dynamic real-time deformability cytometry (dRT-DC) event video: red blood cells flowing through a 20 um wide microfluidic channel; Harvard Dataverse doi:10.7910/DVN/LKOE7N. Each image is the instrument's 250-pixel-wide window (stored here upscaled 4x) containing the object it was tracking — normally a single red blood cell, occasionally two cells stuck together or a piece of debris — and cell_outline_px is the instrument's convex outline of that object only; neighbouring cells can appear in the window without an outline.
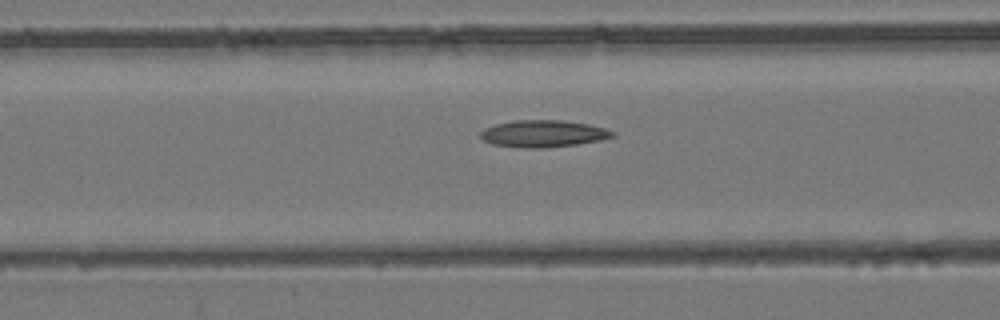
{"species": "common noctule bat (a hibernating species)", "species_latin": "Nyctalus noctula", "temperature_condition": "room temperature", "stored_images_in_passage": 54, "camera_frame_rate_fps": 3000, "um_per_image_px": 0.085, "animal": {"sex": "female", "body_mass_g": 24.6, "forearm_length_mm": 56.2}, "frame": {"image": 1, "passage_image": 22, "time_ms": 7.0, "image_size_px": [1000, 320], "cell_outline_px": [[616, 136], [600, 140], [576, 144], [544, 148], [520, 148], [492, 144], [484, 140], [480, 136], [480, 132], [484, 128], [496, 124], [512, 120], [564, 120], [588, 124], [604, 128], [616, 132]], "centroid_in_image_um": [46.17, 11.36], "position_along_channel_um": 120.4, "area_um2": 20.87}}
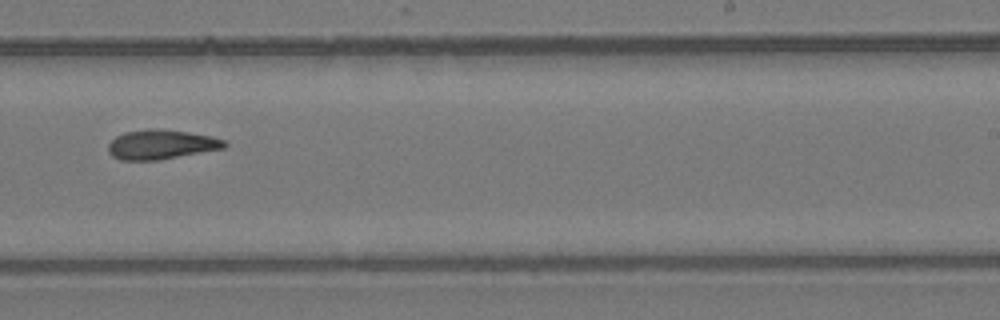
{"frame": {"image": 2, "passage_image": 34, "time_ms": 11.0, "image_size_px": [1000, 320], "cell_outline_px": [[228, 144], [224, 148], [160, 160], [120, 160], [112, 156], [108, 152], [108, 144], [116, 136], [124, 132], [148, 128], [160, 128], [188, 132], [212, 136], [224, 140]], "centroid_in_image_um": [13.69, 12.27], "position_along_channel_um": 275.3, "area_um2": 20.17}}
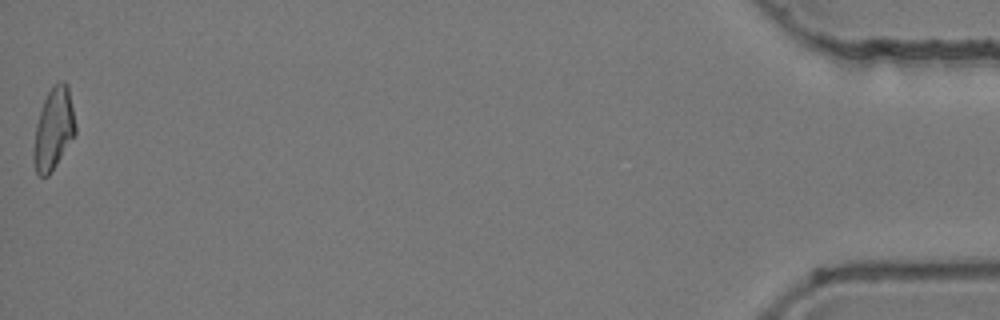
{"frame": {"image": 3, "passage_image": 54, "time_ms": 17.667, "image_size_px": [1000, 320], "cell_outline_px": [[76, 136], [48, 176], [40, 176], [36, 172], [32, 160], [32, 152], [36, 124], [44, 100], [48, 92], [60, 80], [64, 80], [68, 84], [76, 124]], "centroid_in_image_um": [4.56, 10.98], "position_along_channel_um": 430.6, "area_um2": 20.17}, "authors_computed_cell_mechanics": {"area_um2": 19.9988, "velocity_mm_per_s": 3.877, "shape_relaxation_time_tau1_ms": null, "shape_relaxation_time_tau2_ms": 9.1534, "deformation_change_tau1": null, "deformation_change_tau2": 0.1993}}